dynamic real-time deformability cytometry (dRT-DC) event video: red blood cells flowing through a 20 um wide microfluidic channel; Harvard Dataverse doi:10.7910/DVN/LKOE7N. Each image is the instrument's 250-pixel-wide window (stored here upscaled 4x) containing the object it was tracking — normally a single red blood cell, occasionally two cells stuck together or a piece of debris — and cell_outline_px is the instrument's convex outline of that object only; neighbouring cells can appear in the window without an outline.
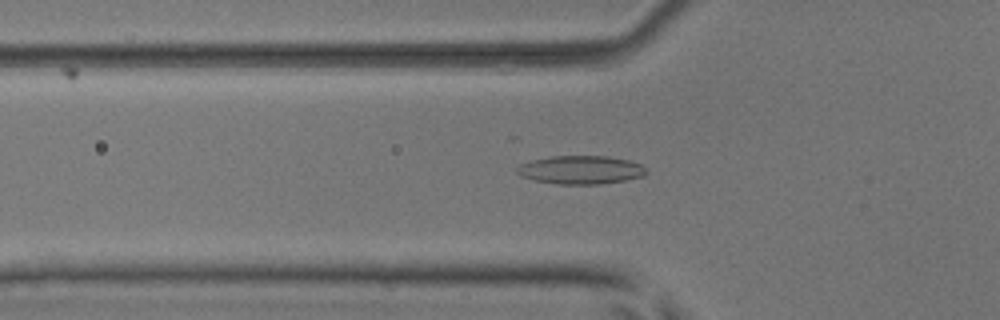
{"species": "common noctule bat (a hibernating species)", "species_latin": "Nyctalus noctula", "temperature_condition": "room temperature", "stored_images_in_passage": 51, "camera_frame_rate_fps": 3000, "um_per_image_px": 0.085, "animal": {"sex": "male", "body_mass_g": 17.9, "forearm_length_mm": 54.2}, "frame": {"image": 1, "passage_image": 17, "time_ms": 5.333, "image_size_px": [1000, 320], "cell_outline_px": [[648, 172], [644, 176], [624, 180], [600, 184], [560, 184], [536, 180], [520, 176], [516, 172], [516, 168], [520, 164], [532, 160], [552, 156], [608, 156], [628, 160], [640, 164]], "centroid_in_image_um": [49.36, 14.43], "position_along_channel_um": 76.4, "area_um2": 21.27}}
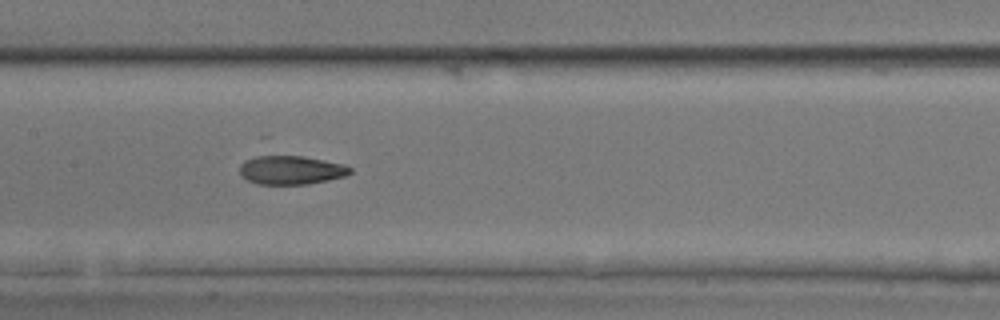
{"frame": {"image": 2, "passage_image": 25, "time_ms": 8.0, "image_size_px": [1000, 320], "cell_outline_px": [[352, 172], [344, 176], [328, 180], [308, 184], [256, 184], [248, 180], [240, 172], [240, 164], [244, 160], [264, 152], [268, 152], [304, 156], [344, 164], [352, 168]], "centroid_in_image_um": [24.69, 14.4], "position_along_channel_um": 182.7, "area_um2": 19.25}}
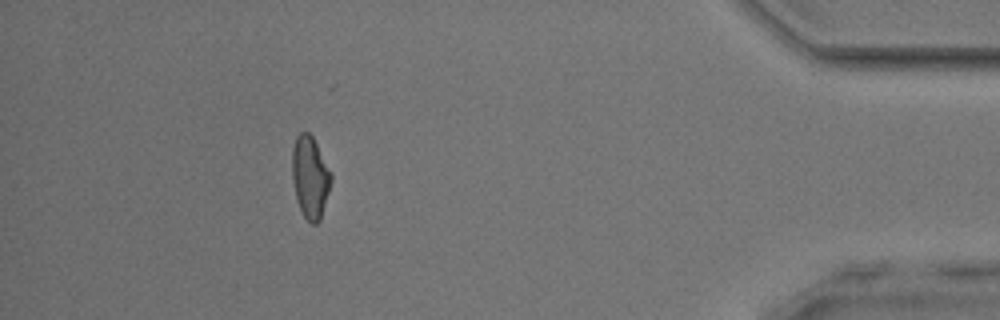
{"frame": {"image": 3, "passage_image": 46, "time_ms": 15.0, "image_size_px": [1000, 320], "cell_outline_px": [[332, 180], [320, 220], [316, 224], [312, 224], [304, 216], [296, 200], [292, 180], [292, 148], [296, 136], [300, 132], [308, 132], [312, 136], [332, 172]], "centroid_in_image_um": [26.35, 15.04], "position_along_channel_um": 408.8, "area_um2": 18.73}}